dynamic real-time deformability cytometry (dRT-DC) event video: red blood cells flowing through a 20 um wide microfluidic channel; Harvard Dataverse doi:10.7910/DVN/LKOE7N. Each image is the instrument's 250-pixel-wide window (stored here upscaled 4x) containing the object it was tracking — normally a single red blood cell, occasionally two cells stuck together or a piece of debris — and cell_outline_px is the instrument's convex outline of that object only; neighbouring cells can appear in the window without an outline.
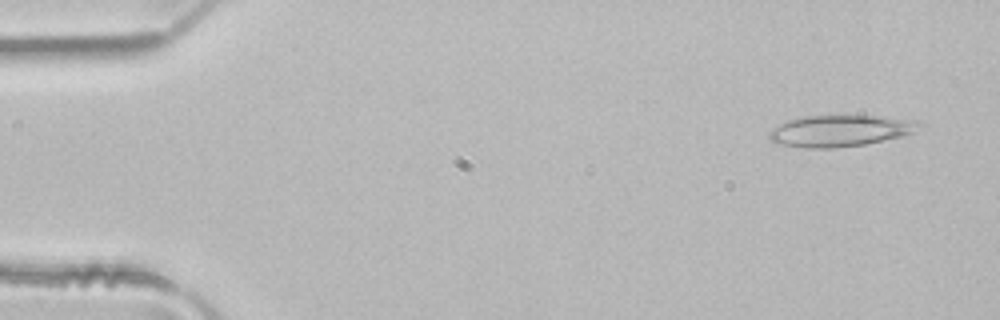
{"species": "common noctule bat (a hibernating species)", "species_latin": "Nyctalus noctula", "temperature_condition": "room temperature", "stored_images_in_passage": 3, "camera_frame_rate_fps": 3000, "um_per_image_px": 0.085, "animal": {"sex": "male", "body_mass_g": 21.5, "forearm_length_mm": 52.0}, "frame": {"image": 1, "passage_image": 1, "time_ms": 0.0, "image_size_px": [1000, 320], "cell_outline_px": [[924, 124], [912, 132], [904, 136], [864, 144], [836, 148], [804, 148], [780, 144], [772, 140], [768, 136], [768, 132], [772, 128], [788, 120], [800, 116], [880, 116], [920, 120]], "centroid_in_image_um": [71.43, 11.11], "position_along_channel_um": 13.6, "area_um2": 27.57}}
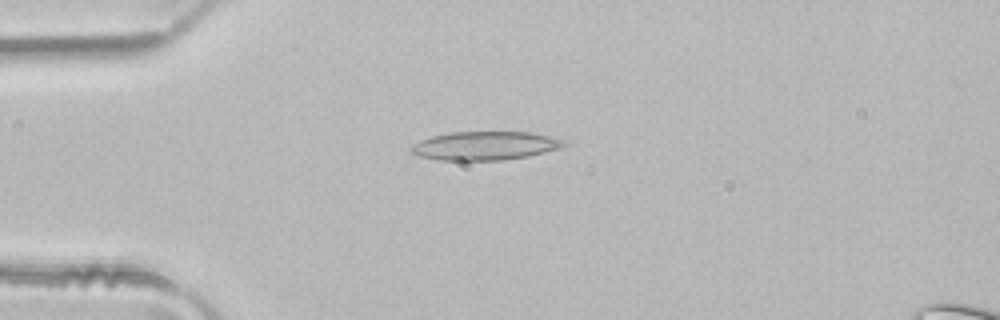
{"frame": {"image": 2, "passage_image": 3, "time_ms": 0.667, "image_size_px": [1000, 320], "cell_outline_px": [[568, 144], [560, 148], [528, 156], [504, 160], [440, 160], [420, 156], [412, 152], [408, 148], [412, 144], [420, 140], [432, 136], [452, 132], [528, 132], [552, 136], [568, 140]], "centroid_in_image_um": [41.26, 12.38], "position_along_channel_um": 43.7, "area_um2": 25.61}}